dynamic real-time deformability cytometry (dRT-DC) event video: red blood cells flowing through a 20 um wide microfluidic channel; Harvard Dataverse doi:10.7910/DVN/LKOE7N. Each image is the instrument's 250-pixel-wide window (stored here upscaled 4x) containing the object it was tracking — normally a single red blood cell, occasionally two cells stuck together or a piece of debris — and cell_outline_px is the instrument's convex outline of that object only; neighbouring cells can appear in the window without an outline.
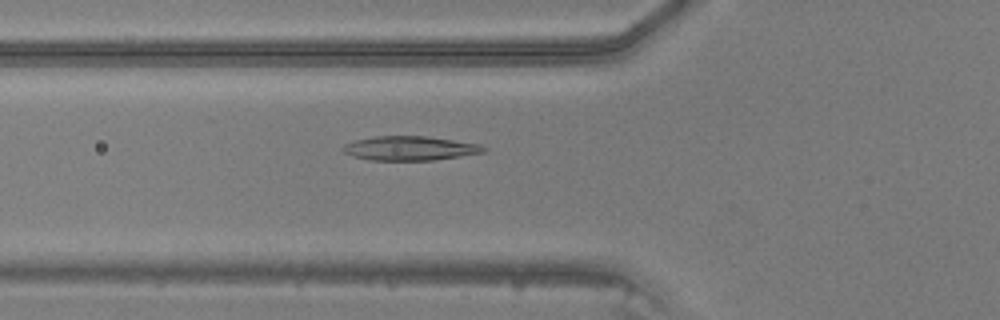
{"species": "common noctule bat (a hibernating species)", "species_latin": "Nyctalus noctula", "temperature_condition": "warm", "stored_images_in_passage": 46, "camera_frame_rate_fps": 3000, "um_per_image_px": 0.085, "animal": {"sex": "male", "body_mass_g": 20.5, "forearm_length_mm": 52.5}, "frame": {"image": 1, "passage_image": 17, "time_ms": 5.333, "image_size_px": [1000, 320], "cell_outline_px": [[488, 148], [484, 152], [460, 156], [432, 160], [368, 160], [352, 156], [344, 152], [340, 148], [344, 144], [356, 140], [376, 136], [428, 136], [480, 144]], "centroid_in_image_um": [34.83, 12.6], "position_along_channel_um": 91.0, "area_um2": 19.88}}
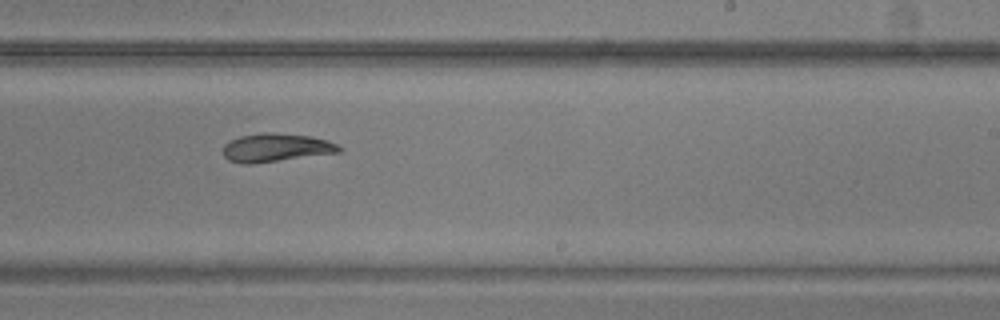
{"frame": {"image": 2, "passage_image": 29, "time_ms": 9.333, "image_size_px": [1000, 320], "cell_outline_px": [[344, 148], [340, 152], [252, 164], [244, 164], [228, 160], [224, 156], [224, 144], [248, 132], [272, 132], [312, 136], [336, 144]], "centroid_in_image_um": [23.43, 12.53], "position_along_channel_um": 265.6, "area_um2": 19.31}}
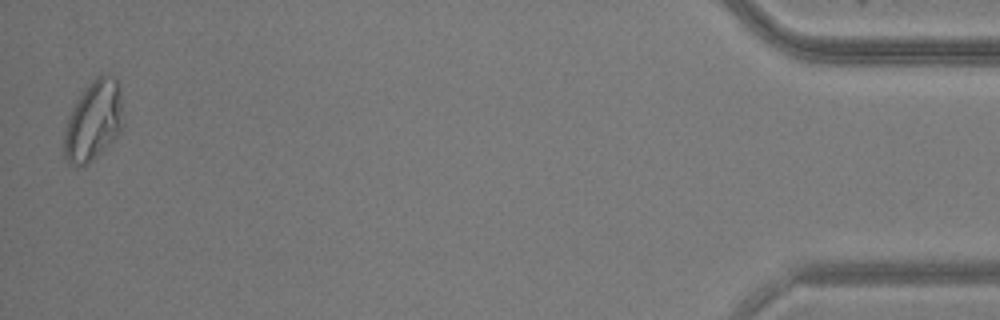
{"frame": {"image": 3, "passage_image": 46, "time_ms": 15.0, "image_size_px": [1000, 320], "cell_outline_px": [[124, 128], [84, 168], [76, 168], [68, 164], [64, 156], [64, 132], [68, 116], [76, 100], [84, 88], [96, 76], [104, 72], [108, 72], [116, 76], [120, 84], [124, 116]], "centroid_in_image_um": [7.97, 10.23], "position_along_channel_um": 427.2, "area_um2": 28.5}}